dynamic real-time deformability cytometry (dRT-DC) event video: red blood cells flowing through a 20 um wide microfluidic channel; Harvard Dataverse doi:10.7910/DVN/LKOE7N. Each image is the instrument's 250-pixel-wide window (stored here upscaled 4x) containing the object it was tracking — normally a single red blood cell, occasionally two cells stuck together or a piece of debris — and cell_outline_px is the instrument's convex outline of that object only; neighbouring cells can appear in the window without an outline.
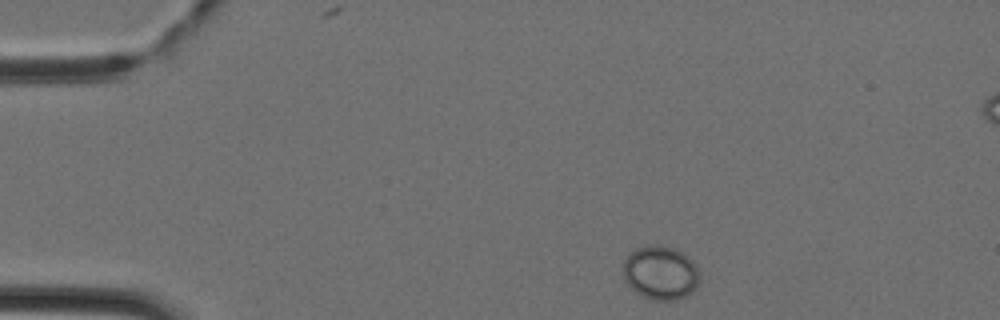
{"species": "Egyptian fruit bat (a non-hibernating species)", "species_latin": "Rousettus aegyptiacus", "temperature_condition": "cold", "stored_images_in_passage": 35, "camera_frame_rate_fps": 3000, "um_per_image_px": 0.085, "animal": {"sex": "female"}, "frame": {"image": 1, "passage_image": 1, "time_ms": 0.0, "image_size_px": [1000, 320], "cell_outline_px": [[700, 280], [696, 288], [692, 292], [676, 300], [656, 300], [640, 296], [624, 280], [624, 260], [636, 248], [648, 244], [660, 244], [676, 248], [684, 252], [692, 260], [700, 276]], "centroid_in_image_um": [56.16, 23.16], "position_along_channel_um": 28.8, "area_um2": 24.22}}
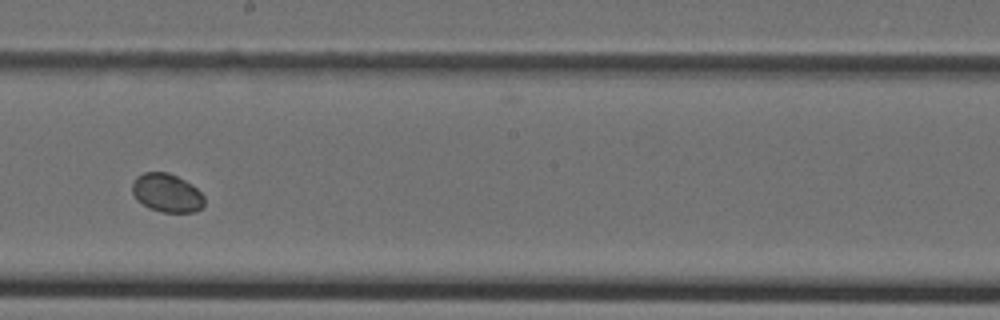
{"frame": {"image": 2, "passage_image": 19, "time_ms": 6.0, "image_size_px": [1000, 320], "cell_outline_px": [[204, 204], [196, 212], [160, 212], [148, 208], [136, 200], [132, 192], [132, 180], [136, 176], [144, 172], [168, 172], [184, 180], [196, 188], [204, 196]], "centroid_in_image_um": [14.14, 16.4], "position_along_channel_um": 234.1, "area_um2": 16.3}}
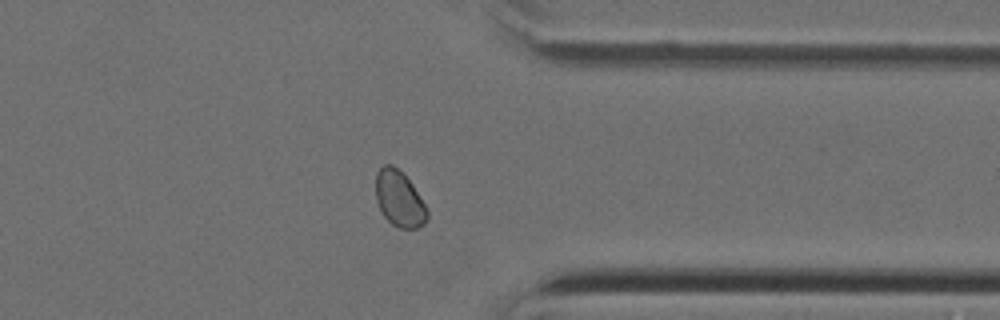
{"frame": {"image": 3, "passage_image": 29, "time_ms": 9.333, "image_size_px": [1000, 320], "cell_outline_px": [[428, 216], [424, 224], [420, 228], [400, 228], [392, 224], [384, 216], [376, 200], [376, 172], [384, 164], [392, 164], [412, 184], [424, 204], [428, 212]], "centroid_in_image_um": [33.93, 16.92], "position_along_channel_um": 377.5, "area_um2": 16.47}}